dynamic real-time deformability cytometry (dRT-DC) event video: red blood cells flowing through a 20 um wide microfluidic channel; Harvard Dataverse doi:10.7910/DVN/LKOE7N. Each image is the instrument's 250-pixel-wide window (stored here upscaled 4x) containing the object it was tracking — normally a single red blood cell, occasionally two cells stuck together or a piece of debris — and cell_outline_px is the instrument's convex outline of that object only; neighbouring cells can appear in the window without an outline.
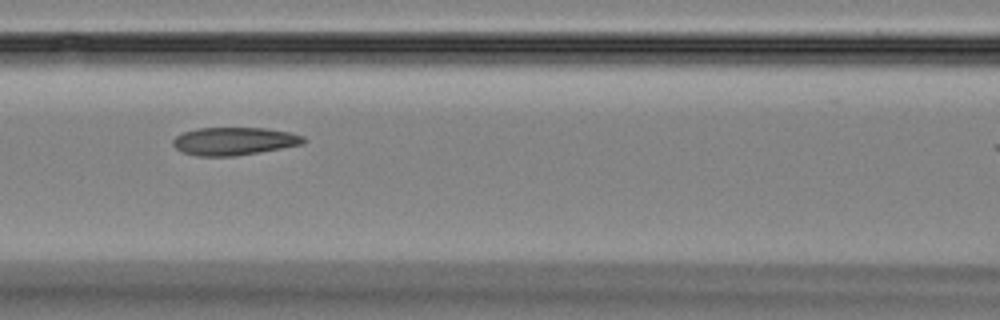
{"species": "Egyptian fruit bat (a non-hibernating species)", "species_latin": "Rousettus aegyptiacus", "temperature_condition": "room temperature", "stored_images_in_passage": 6, "camera_frame_rate_fps": 3000, "um_per_image_px": 0.085, "animal": {"sex": "female"}, "frame": {"image": 1, "passage_image": 3, "time_ms": 2.0, "image_size_px": [1000, 320], "cell_outline_px": [[308, 140], [304, 144], [260, 152], [236, 156], [196, 156], [180, 152], [172, 144], [172, 140], [176, 136], [184, 132], [196, 128], [264, 128], [288, 132], [304, 136]], "centroid_in_image_um": [19.89, 12.01], "position_along_channel_um": 146.7, "area_um2": 21.39}}
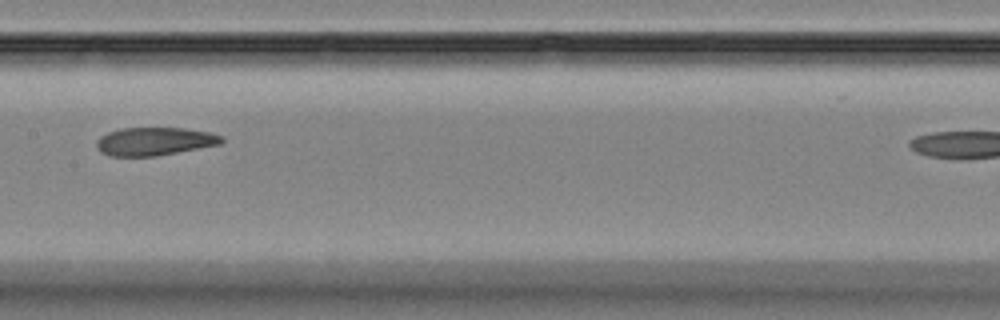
{"frame": {"image": 2, "passage_image": 4, "time_ms": 3.333, "image_size_px": [1000, 320], "cell_outline_px": [[224, 140], [220, 144], [156, 156], [108, 156], [100, 152], [96, 148], [96, 140], [100, 136], [108, 132], [120, 128], [184, 128], [208, 132], [224, 136]], "centroid_in_image_um": [13.09, 12.01], "position_along_channel_um": 194.3, "area_um2": 20.58}}
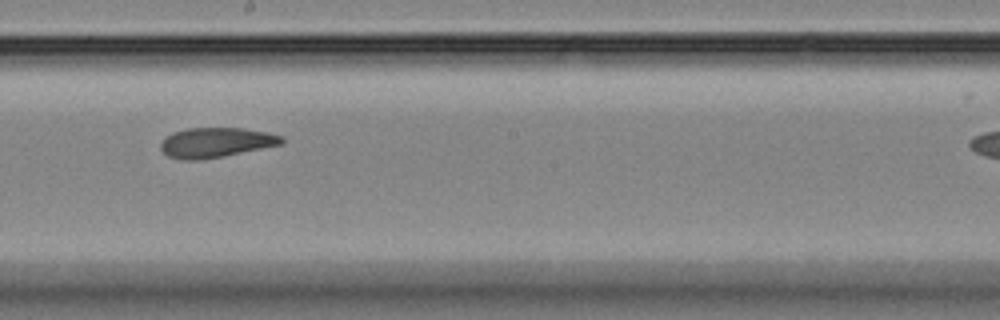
{"frame": {"image": 3, "passage_image": 5, "time_ms": 4.333, "image_size_px": [1000, 320], "cell_outline_px": [[284, 140], [280, 144], [200, 160], [184, 160], [168, 156], [160, 148], [160, 144], [164, 136], [172, 132], [188, 128], [244, 128], [268, 132], [284, 136]], "centroid_in_image_um": [18.3, 12.09], "position_along_channel_um": 229.9, "area_um2": 20.87}}